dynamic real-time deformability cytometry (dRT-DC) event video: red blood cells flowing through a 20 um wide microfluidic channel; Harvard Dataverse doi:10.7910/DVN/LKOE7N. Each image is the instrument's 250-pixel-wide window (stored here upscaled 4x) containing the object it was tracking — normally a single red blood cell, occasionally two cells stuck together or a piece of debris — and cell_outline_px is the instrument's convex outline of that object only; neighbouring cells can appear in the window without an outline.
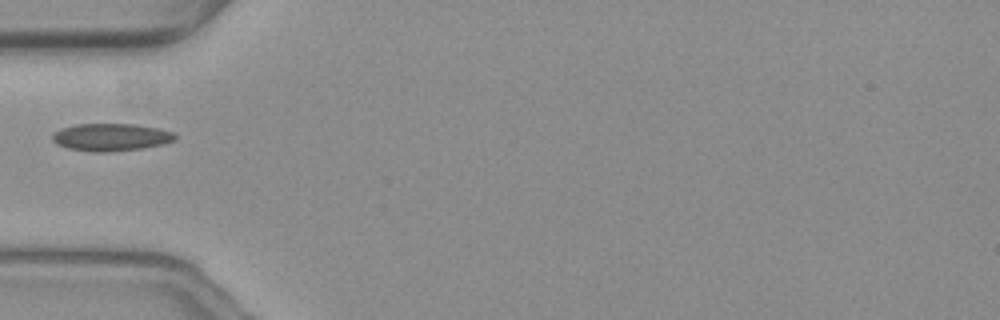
{"species": "common noctule bat (a hibernating species)", "species_latin": "Nyctalus noctula", "temperature_condition": "warm", "stored_images_in_passage": 13, "camera_frame_rate_fps": 3000, "um_per_image_px": 0.085, "animal": {"sex": "female", "body_mass_g": 19.3, "forearm_length_mm": 54.1}, "frame": {"image": 1, "passage_image": 1, "time_ms": 0.0, "image_size_px": [1000, 320], "cell_outline_px": [[176, 140], [164, 144], [140, 148], [104, 152], [92, 152], [68, 148], [56, 144], [52, 140], [52, 136], [60, 128], [76, 124], [136, 124], [160, 128], [172, 132], [176, 136]], "centroid_in_image_um": [9.44, 11.65], "position_along_channel_um": 75.6, "area_um2": 19.65}}